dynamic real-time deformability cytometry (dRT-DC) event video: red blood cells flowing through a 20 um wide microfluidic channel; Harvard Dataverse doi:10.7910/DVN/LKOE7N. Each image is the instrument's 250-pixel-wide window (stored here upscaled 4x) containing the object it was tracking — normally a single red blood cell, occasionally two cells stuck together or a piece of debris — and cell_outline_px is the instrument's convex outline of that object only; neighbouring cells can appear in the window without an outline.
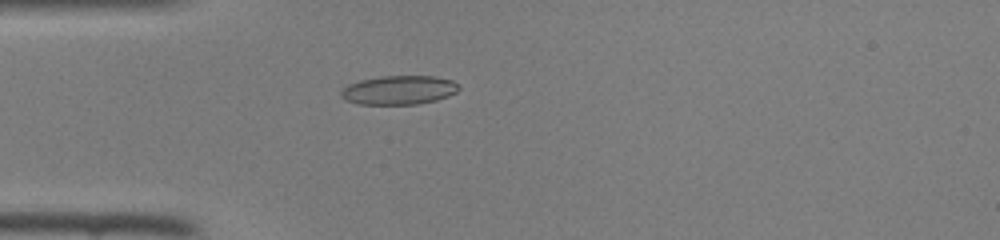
{"species": "common noctule bat (a hibernating species)", "species_latin": "Nyctalus noctula", "temperature_condition": "room temperature", "stored_images_in_passage": 34, "camera_frame_rate_fps": 3000, "um_per_image_px": 0.085, "animal": {"sex": "female", "body_mass_g": 22.0, "forearm_length_mm": 56.7}, "frame": {"image": 1, "passage_image": 1, "time_ms": 0.0, "image_size_px": [1000, 240], "cell_outline_px": [[460, 88], [456, 92], [448, 96], [436, 100], [416, 104], [360, 104], [344, 100], [340, 96], [340, 92], [348, 84], [360, 80], [380, 76], [436, 76], [452, 80], [460, 84]], "centroid_in_image_um": [33.92, 7.65], "position_along_channel_um": 51.1, "area_um2": 20.0}}
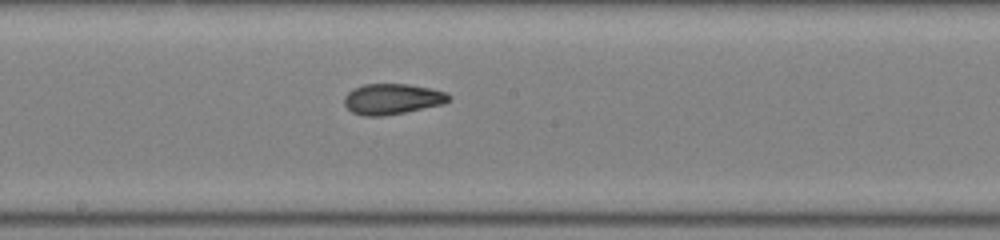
{"frame": {"image": 2, "passage_image": 13, "time_ms": 4.0, "image_size_px": [1000, 240], "cell_outline_px": [[452, 96], [444, 104], [404, 112], [380, 116], [364, 116], [352, 112], [344, 104], [344, 96], [352, 88], [364, 84], [408, 84], [428, 88], [444, 92]], "centroid_in_image_um": [33.3, 8.41], "position_along_channel_um": 214.9, "area_um2": 18.55}}
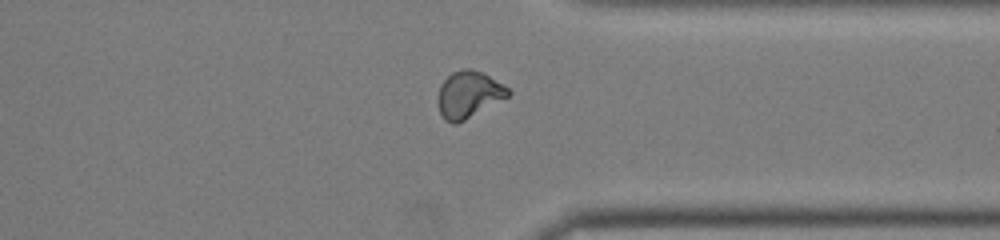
{"frame": {"image": 3, "passage_image": 24, "time_ms": 7.667, "image_size_px": [1000, 240], "cell_outline_px": [[512, 92], [508, 96], [464, 120], [456, 124], [452, 124], [444, 120], [440, 112], [436, 100], [440, 84], [452, 72], [464, 68], [472, 68], [484, 72], [508, 88]], "centroid_in_image_um": [39.8, 8.02], "position_along_channel_um": 371.6, "area_um2": 19.19}}